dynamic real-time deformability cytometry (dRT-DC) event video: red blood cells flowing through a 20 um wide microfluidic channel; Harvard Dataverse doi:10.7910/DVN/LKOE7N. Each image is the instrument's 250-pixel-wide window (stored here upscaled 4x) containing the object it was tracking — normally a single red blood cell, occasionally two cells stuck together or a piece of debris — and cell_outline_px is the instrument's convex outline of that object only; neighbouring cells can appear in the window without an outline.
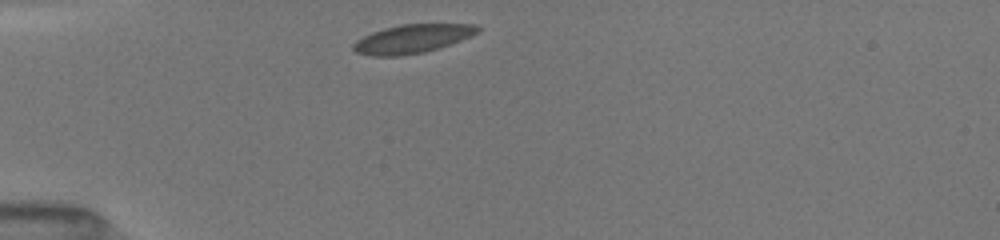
{"species": "common noctule bat (a hibernating species)", "species_latin": "Nyctalus noctula", "temperature_condition": "room temperature", "stored_images_in_passage": 35, "camera_frame_rate_fps": 3000, "um_per_image_px": 0.085, "animal": {"sex": "female", "body_mass_g": 19.5, "forearm_length_mm": 54.1}, "frame": {"image": 1, "passage_image": 1, "time_ms": 0.0, "image_size_px": [1000, 240], "cell_outline_px": [[480, 28], [476, 32], [468, 36], [448, 44], [424, 52], [396, 56], [372, 56], [356, 52], [352, 48], [352, 44], [356, 40], [372, 32], [404, 24], [476, 24]], "centroid_in_image_um": [34.98, 3.3], "position_along_channel_um": 50.0, "area_um2": 20.17}}
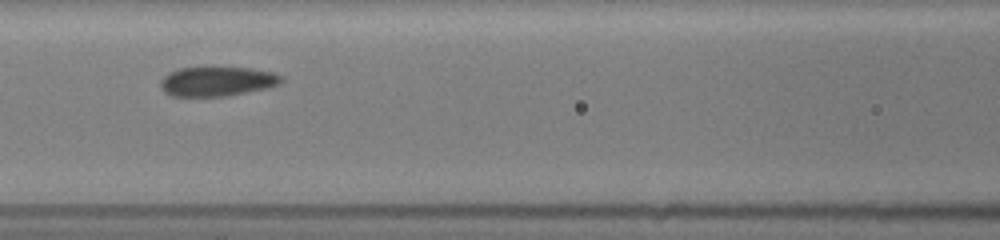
{"frame": {"image": 2, "passage_image": 13, "time_ms": 3.0, "image_size_px": [1000, 240], "cell_outline_px": [[284, 80], [280, 84], [264, 88], [228, 96], [172, 96], [164, 92], [160, 88], [160, 84], [172, 72], [180, 68], [248, 68], [272, 72], [280, 76]], "centroid_in_image_um": [18.48, 6.93], "position_along_channel_um": 148.1, "area_um2": 20.23}}
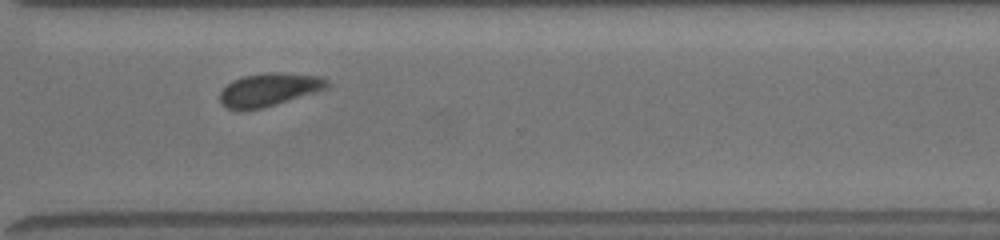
{"frame": {"image": 3, "passage_image": 34, "time_ms": 8.0, "image_size_px": [1000, 240], "cell_outline_px": [[332, 84], [328, 88], [264, 108], [240, 112], [228, 108], [220, 104], [220, 92], [232, 80], [244, 76], [264, 72], [284, 72], [316, 76], [328, 80]], "centroid_in_image_um": [22.85, 7.63], "position_along_channel_um": 347.8, "area_um2": 20.98}}